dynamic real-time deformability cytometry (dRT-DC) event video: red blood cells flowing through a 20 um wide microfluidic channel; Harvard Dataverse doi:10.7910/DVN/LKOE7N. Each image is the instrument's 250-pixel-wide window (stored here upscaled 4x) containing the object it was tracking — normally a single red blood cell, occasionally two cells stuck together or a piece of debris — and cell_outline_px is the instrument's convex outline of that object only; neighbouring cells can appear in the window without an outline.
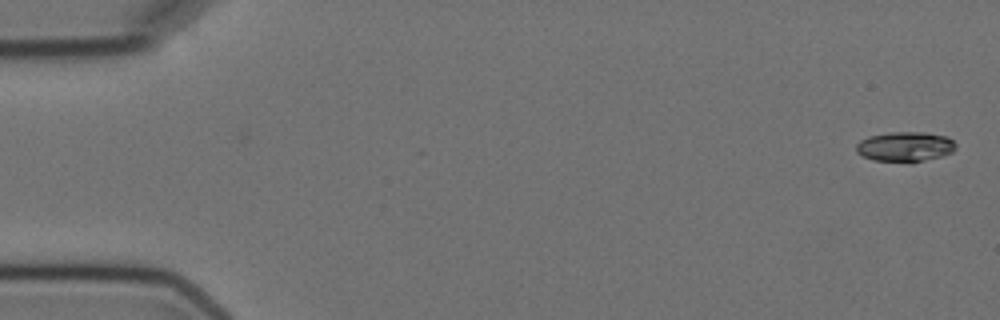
{"species": "Egyptian fruit bat (a non-hibernating species)", "species_latin": "Rousettus aegyptiacus", "temperature_condition": "cold", "stored_images_in_passage": 4, "camera_frame_rate_fps": 3000, "um_per_image_px": 0.085, "animal": {"sex": "female"}, "frame": {"image": 1, "passage_image": 1, "time_ms": 0.0, "image_size_px": [1000, 320], "cell_outline_px": [[956, 148], [952, 152], [940, 156], [912, 164], [908, 164], [872, 160], [856, 152], [856, 144], [860, 140], [868, 136], [888, 132], [924, 132], [948, 136], [956, 144]], "centroid_in_image_um": [76.92, 12.49], "position_along_channel_um": 8.1, "area_um2": 17.86}}
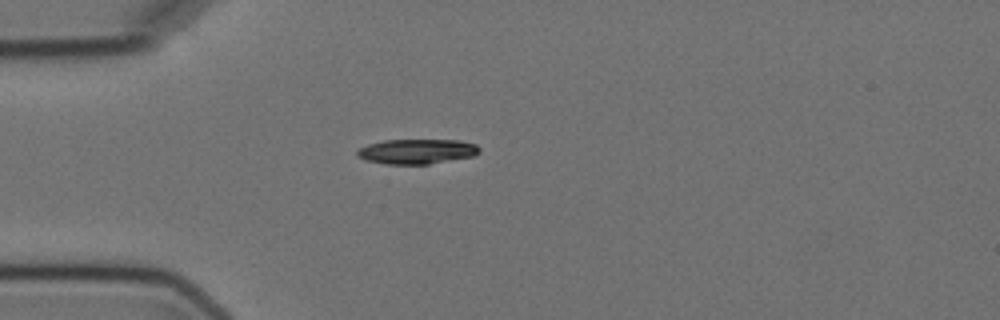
{"frame": {"image": 2, "passage_image": 4, "time_ms": 4.667, "image_size_px": [1000, 320], "cell_outline_px": [[480, 152], [472, 156], [428, 164], [388, 164], [364, 160], [356, 156], [356, 152], [360, 148], [368, 144], [384, 140], [460, 140], [476, 144], [480, 148]], "centroid_in_image_um": [35.42, 12.87], "position_along_channel_um": 49.6, "area_um2": 17.69}}